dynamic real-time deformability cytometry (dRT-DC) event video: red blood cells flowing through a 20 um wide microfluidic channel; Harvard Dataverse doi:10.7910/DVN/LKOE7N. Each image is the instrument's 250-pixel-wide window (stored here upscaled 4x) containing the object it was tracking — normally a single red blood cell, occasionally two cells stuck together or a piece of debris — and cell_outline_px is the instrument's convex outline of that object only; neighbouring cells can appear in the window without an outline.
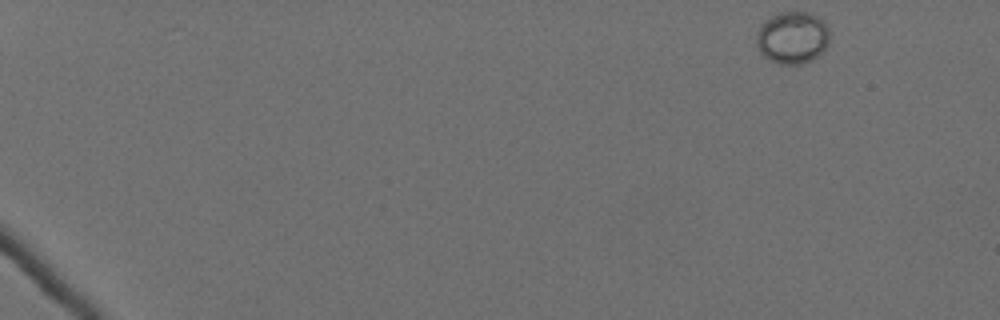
{"species": "Egyptian fruit bat (a non-hibernating species)", "species_latin": "Rousettus aegyptiacus", "temperature_condition": "cold", "stored_images_in_passage": 10, "camera_frame_rate_fps": 3000, "um_per_image_px": 0.085, "animal": {"sex": "female"}, "frame": {"image": 1, "passage_image": 1, "time_ms": 0.0, "image_size_px": [1000, 320], "cell_outline_px": [[828, 44], [812, 60], [800, 64], [780, 64], [764, 56], [760, 52], [756, 44], [756, 32], [772, 16], [780, 12], [808, 12], [824, 20], [828, 24]], "centroid_in_image_um": [67.37, 3.19], "position_along_channel_um": 17.6, "area_um2": 22.02}}